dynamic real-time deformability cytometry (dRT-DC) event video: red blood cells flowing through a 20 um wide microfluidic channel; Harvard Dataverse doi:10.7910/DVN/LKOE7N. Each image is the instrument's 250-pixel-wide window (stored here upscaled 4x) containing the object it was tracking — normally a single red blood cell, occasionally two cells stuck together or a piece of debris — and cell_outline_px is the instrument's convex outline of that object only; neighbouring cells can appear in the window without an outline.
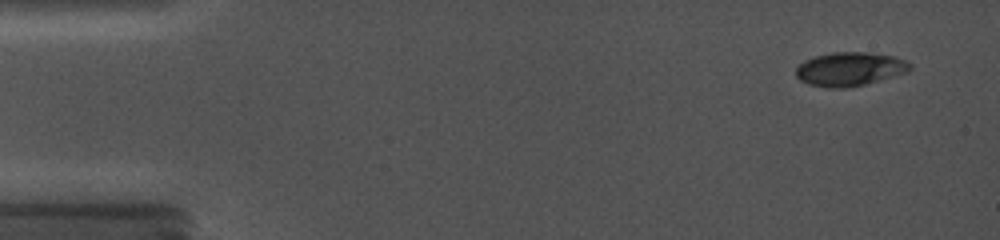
{"species": "common noctule bat (a hibernating species)", "species_latin": "Nyctalus noctula", "temperature_condition": "cold", "stored_images_in_passage": 44, "camera_frame_rate_fps": 5000, "um_per_image_px": 0.085, "animal": {"sex": "female", "body_mass_g": 19.0, "forearm_length_mm": 56.7}, "frame": {"image": 1, "passage_image": 2, "time_ms": 0.6, "image_size_px": [1000, 240], "cell_outline_px": [[912, 68], [908, 72], [864, 84], [844, 88], [828, 88], [808, 84], [800, 80], [796, 76], [796, 68], [804, 60], [816, 56], [832, 52], [868, 52], [896, 56], [912, 64]], "centroid_in_image_um": [72.24, 5.86], "position_along_channel_um": 12.8, "area_um2": 22.48}}
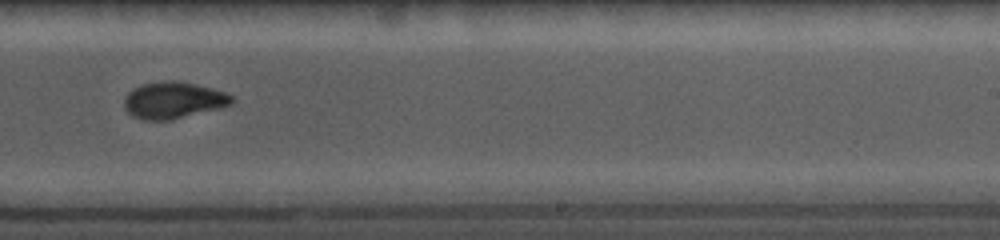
{"frame": {"image": 2, "passage_image": 31, "time_ms": 10.6, "image_size_px": [1000, 240], "cell_outline_px": [[236, 100], [232, 104], [220, 108], [172, 120], [144, 120], [132, 116], [124, 108], [124, 100], [128, 92], [132, 88], [140, 84], [160, 80], [180, 80], [212, 88], [224, 92], [232, 96]], "centroid_in_image_um": [14.73, 8.5], "position_along_channel_um": 274.3, "area_um2": 23.41}}
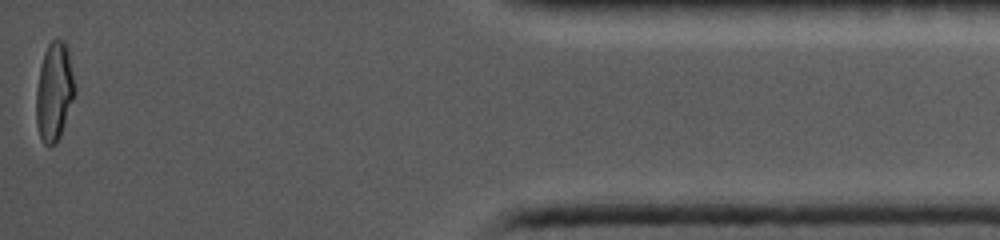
{"frame": {"image": 3, "passage_image": 44, "time_ms": 16.0, "image_size_px": [1000, 240], "cell_outline_px": [[76, 92], [60, 136], [56, 144], [48, 148], [44, 144], [40, 136], [36, 124], [36, 88], [40, 68], [44, 52], [48, 44], [52, 40], [64, 40], [68, 48], [76, 88]], "centroid_in_image_um": [4.61, 7.81], "position_along_channel_um": 430.6, "area_um2": 22.43}}